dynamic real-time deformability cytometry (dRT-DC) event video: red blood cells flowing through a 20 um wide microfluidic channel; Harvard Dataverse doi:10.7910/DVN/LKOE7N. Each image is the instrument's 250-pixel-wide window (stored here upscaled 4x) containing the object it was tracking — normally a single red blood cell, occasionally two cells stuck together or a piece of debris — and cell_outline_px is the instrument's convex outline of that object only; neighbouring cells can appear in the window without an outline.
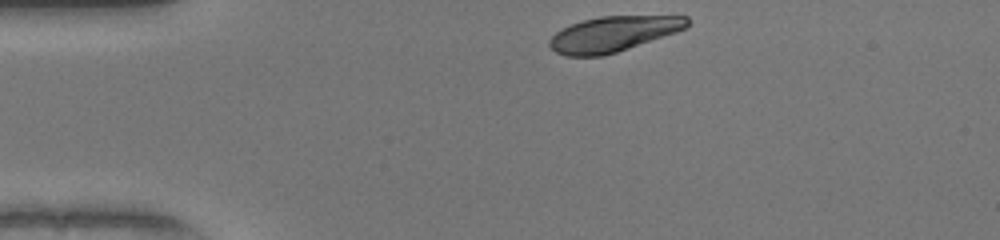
{"species": "human", "species_latin": "Homo sapiens", "temperature_condition": "warm", "stored_images_in_passage": 32, "camera_frame_rate_fps": 3000, "um_per_image_px": 0.085, "donor": {"sex": "female"}, "frame": {"image": 1, "passage_image": 1, "time_ms": 0.0, "image_size_px": [1000, 240], "cell_outline_px": [[688, 28], [604, 56], [564, 56], [556, 52], [548, 44], [548, 40], [556, 32], [572, 24], [584, 20], [600, 16], [688, 16]], "centroid_in_image_um": [52.11, 2.89], "position_along_channel_um": 32.9, "area_um2": 28.09}}
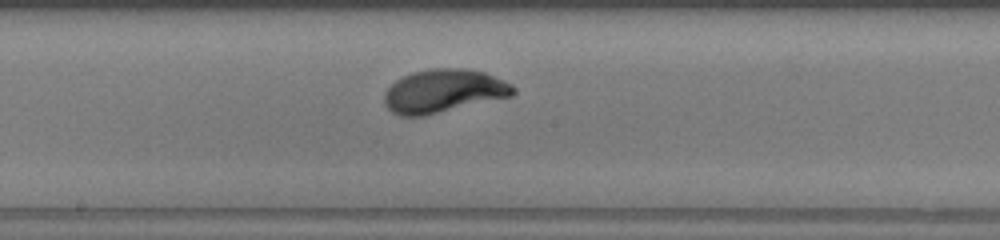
{"frame": {"image": 2, "passage_image": 18, "time_ms": 5.667, "image_size_px": [1000, 240], "cell_outline_px": [[516, 92], [512, 96], [424, 116], [400, 116], [392, 112], [384, 104], [384, 92], [396, 80], [412, 72], [432, 68], [464, 68], [484, 72], [512, 84], [516, 88]], "centroid_in_image_um": [37.7, 7.74], "position_along_channel_um": 210.5, "area_um2": 32.6}}
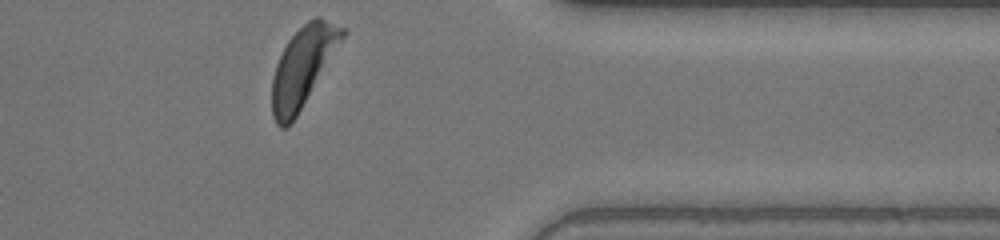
{"frame": {"image": 3, "passage_image": 32, "time_ms": 10.333, "image_size_px": [1000, 240], "cell_outline_px": [[348, 32], [296, 116], [288, 128], [280, 128], [276, 124], [272, 116], [272, 76], [276, 64], [288, 40], [308, 20], [316, 16], [320, 16], [348, 28]], "centroid_in_image_um": [25.76, 5.64], "position_along_channel_um": 385.6, "area_um2": 32.54}, "authors_computed_cell_mechanics": {"area_um2": 31.5877, "velocity_mm_per_s": 4.0794, "shape_relaxation_time_tau1_ms": 2.2273, "shape_relaxation_time_tau2_ms": null, "deformation_change_tau1": 0.1866, "deformation_change_tau2": null}}